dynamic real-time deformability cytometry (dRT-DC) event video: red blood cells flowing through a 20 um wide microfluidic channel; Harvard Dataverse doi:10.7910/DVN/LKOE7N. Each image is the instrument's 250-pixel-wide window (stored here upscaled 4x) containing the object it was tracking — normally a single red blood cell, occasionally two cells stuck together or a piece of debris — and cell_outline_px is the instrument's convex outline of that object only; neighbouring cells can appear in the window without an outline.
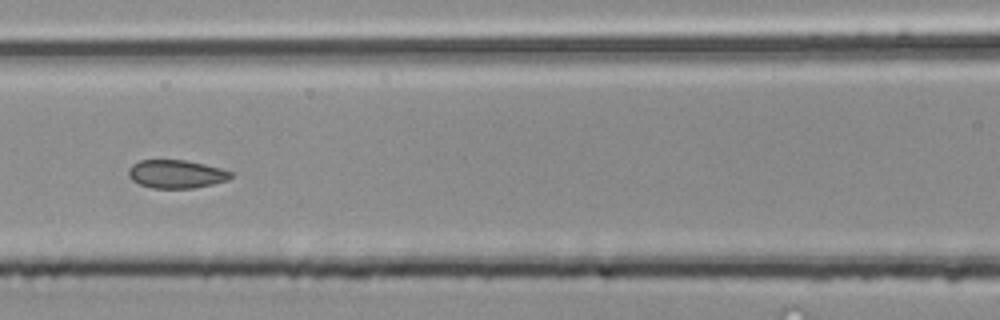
{"species": "common noctule bat (a hibernating species)", "species_latin": "Nyctalus noctula", "temperature_condition": "room temperature", "stored_images_in_passage": 5, "camera_frame_rate_fps": 3000, "um_per_image_px": 0.085, "animal": {"sex": "male", "body_mass_g": 20.4}, "frame": {"image": 1, "passage_image": 5, "time_ms": 1.333, "image_size_px": [1000, 320], "cell_outline_px": [[232, 176], [228, 180], [212, 184], [192, 188], [152, 188], [140, 184], [132, 180], [128, 176], [128, 168], [132, 164], [140, 160], [184, 160], [204, 164], [220, 168], [232, 172]], "centroid_in_image_um": [14.96, 14.79], "position_along_channel_um": 151.6, "area_um2": 16.82}}